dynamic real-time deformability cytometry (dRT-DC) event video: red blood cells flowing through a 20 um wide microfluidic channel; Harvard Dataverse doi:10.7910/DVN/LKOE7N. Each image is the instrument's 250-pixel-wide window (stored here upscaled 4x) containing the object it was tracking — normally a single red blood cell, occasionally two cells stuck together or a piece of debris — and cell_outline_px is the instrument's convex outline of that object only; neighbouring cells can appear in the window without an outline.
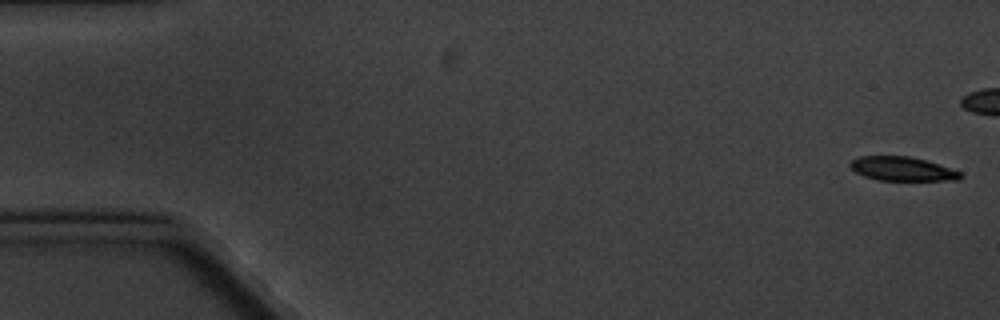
{"species": "common noctule bat (a hibernating species)", "species_latin": "Nyctalus noctula", "temperature_condition": "cold", "stored_images_in_passage": 6, "camera_frame_rate_fps": 3000, "um_per_image_px": 0.085, "animal": {"sex": "male", "body_mass_g": 20.1, "forearm_length_mm": 53.5}, "frame": {"image": 1, "passage_image": 1, "time_ms": 0.0, "image_size_px": [1000, 320], "cell_outline_px": [[964, 176], [960, 180], [880, 180], [864, 176], [856, 172], [848, 164], [852, 160], [860, 156], [908, 156], [924, 160], [960, 172]], "centroid_in_image_um": [76.67, 14.35], "position_along_channel_um": 8.3, "area_um2": 15.14}}
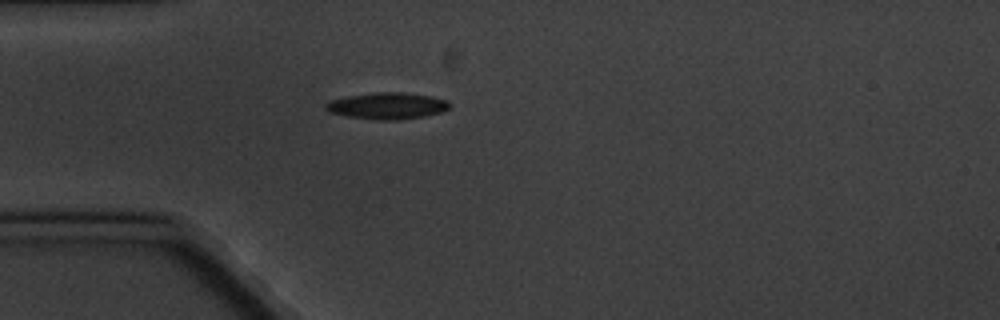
{"frame": {"image": 2, "passage_image": 6, "time_ms": 6.667, "image_size_px": [1000, 320], "cell_outline_px": [[452, 104], [444, 112], [424, 116], [400, 120], [376, 120], [348, 116], [328, 112], [324, 108], [324, 104], [332, 100], [348, 96], [376, 92], [400, 92], [428, 96], [448, 100]], "centroid_in_image_um": [32.93, 9.0], "position_along_channel_um": 52.1, "area_um2": 19.19}}